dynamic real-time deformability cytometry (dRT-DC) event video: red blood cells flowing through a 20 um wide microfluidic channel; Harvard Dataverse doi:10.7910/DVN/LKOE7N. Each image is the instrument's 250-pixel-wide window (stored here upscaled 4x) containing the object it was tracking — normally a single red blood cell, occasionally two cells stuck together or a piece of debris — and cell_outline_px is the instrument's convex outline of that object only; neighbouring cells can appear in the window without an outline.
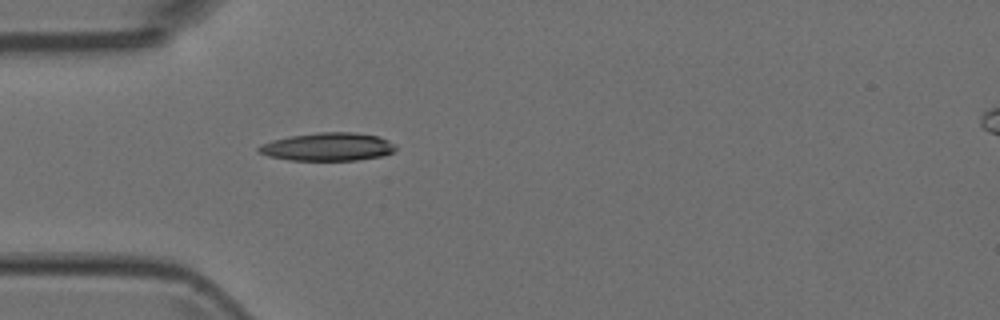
{"species": "Egyptian fruit bat (a non-hibernating species)", "species_latin": "Rousettus aegyptiacus", "temperature_condition": "room temperature", "stored_images_in_passage": 1, "camera_frame_rate_fps": 3000, "um_per_image_px": 0.085, "animal": {"sex": "female"}, "frame": {"image": 1, "passage_image": 1, "time_ms": 0.0, "image_size_px": [1000, 320], "cell_outline_px": [[396, 148], [392, 152], [384, 156], [356, 160], [292, 160], [268, 156], [256, 152], [256, 148], [260, 144], [272, 140], [288, 136], [320, 132], [352, 132], [376, 136], [388, 140], [396, 144]], "centroid_in_image_um": [27.83, 12.48], "position_along_channel_um": 57.2, "area_um2": 22.54}}